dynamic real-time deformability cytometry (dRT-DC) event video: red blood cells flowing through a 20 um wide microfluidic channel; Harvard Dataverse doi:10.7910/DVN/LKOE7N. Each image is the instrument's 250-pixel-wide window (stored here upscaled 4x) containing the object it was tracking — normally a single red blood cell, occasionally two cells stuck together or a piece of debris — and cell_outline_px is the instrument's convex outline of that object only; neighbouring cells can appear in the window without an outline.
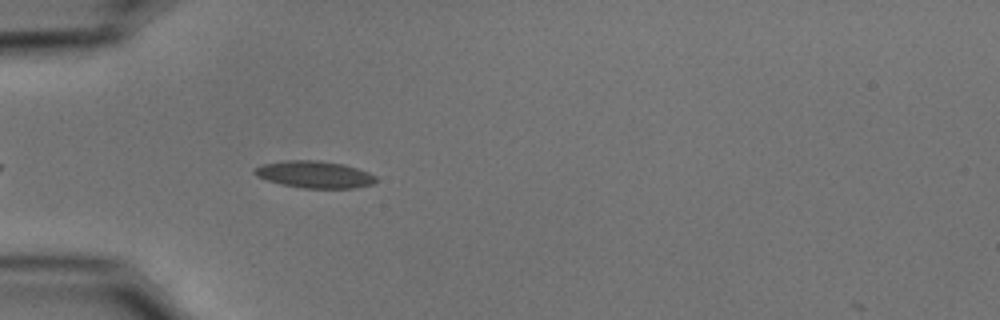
{"species": "common noctule bat (a hibernating species)", "species_latin": "Nyctalus noctula", "temperature_condition": "cold", "stored_images_in_passage": 6, "camera_frame_rate_fps": 3000, "um_per_image_px": 0.085, "animal": {"sex": "male", "body_mass_g": 15.6}, "frame": {"image": 1, "passage_image": 5, "time_ms": 1.333, "image_size_px": [1000, 320], "cell_outline_px": [[376, 180], [372, 184], [356, 188], [304, 188], [280, 184], [256, 176], [252, 172], [252, 168], [264, 164], [284, 160], [320, 160], [344, 164], [368, 172], [376, 176]], "centroid_in_image_um": [26.71, 14.82], "position_along_channel_um": 58.3, "area_um2": 19.19}}